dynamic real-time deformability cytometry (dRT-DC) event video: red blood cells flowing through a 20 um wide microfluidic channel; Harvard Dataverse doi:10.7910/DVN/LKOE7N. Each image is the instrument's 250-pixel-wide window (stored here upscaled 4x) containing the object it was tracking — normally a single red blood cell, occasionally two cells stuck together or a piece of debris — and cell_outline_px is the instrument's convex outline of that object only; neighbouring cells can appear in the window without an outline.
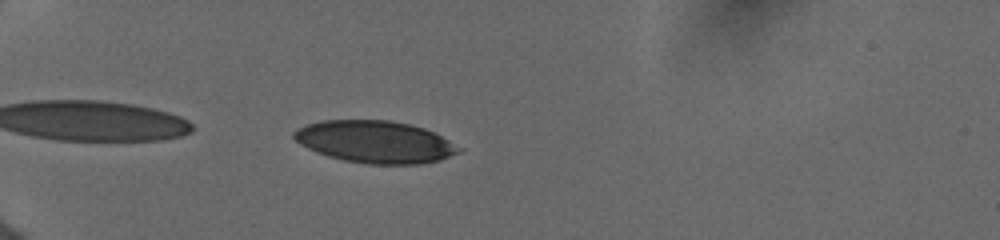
{"species": "human", "species_latin": "Homo sapiens", "temperature_condition": "cold", "stored_images_in_passage": 38, "camera_frame_rate_fps": 3000, "um_per_image_px": 0.085, "donor": {"sex": "female"}, "frame": {"image": 1, "passage_image": 2, "time_ms": 0.333, "image_size_px": [1000, 240], "cell_outline_px": [[464, 148], [460, 152], [440, 160], [420, 164], [368, 164], [344, 160], [328, 156], [316, 152], [300, 144], [292, 136], [292, 132], [308, 124], [320, 120], [392, 120], [424, 128]], "centroid_in_image_um": [31.89, 12.06], "position_along_channel_um": 53.1, "area_um2": 40.46}}
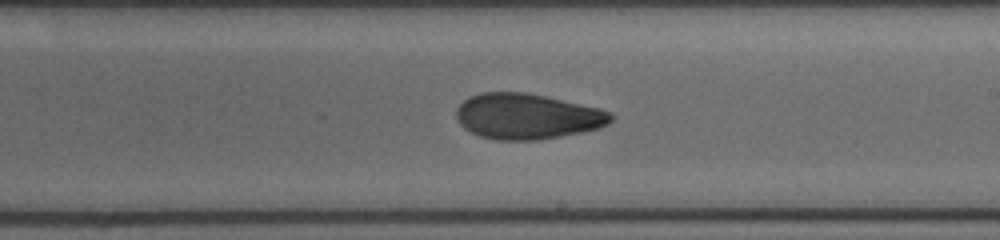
{"frame": {"image": 2, "passage_image": 19, "time_ms": 6.0, "image_size_px": [1000, 240], "cell_outline_px": [[616, 116], [608, 124], [600, 128], [560, 136], [536, 140], [496, 140], [480, 136], [464, 128], [460, 124], [456, 116], [456, 108], [468, 96], [480, 92], [524, 92], [544, 96], [600, 108], [612, 112]], "centroid_in_image_um": [44.81, 9.88], "position_along_channel_um": 244.2, "area_um2": 41.15}}
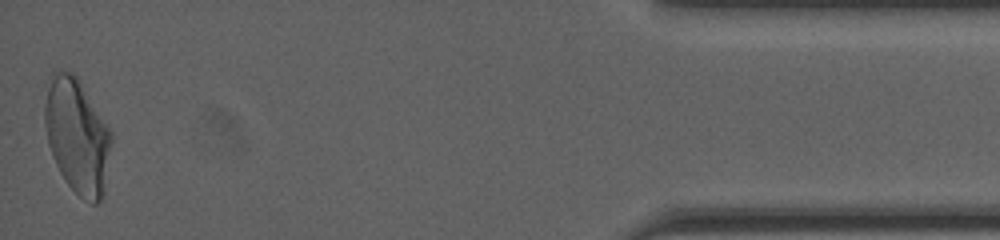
{"frame": {"image": 3, "passage_image": 38, "time_ms": 12.333, "image_size_px": [1000, 240], "cell_outline_px": [[112, 140], [104, 192], [100, 200], [96, 204], [92, 204], [84, 200], [64, 180], [52, 156], [48, 144], [44, 124], [44, 104], [52, 72], [72, 72], [80, 80], [112, 132]], "centroid_in_image_um": [6.57, 11.57], "position_along_channel_um": 428.6, "area_um2": 44.51}, "authors_computed_cell_mechanics": {"area_um2": 41.3559, "velocity_mm_per_s": 3.9453, "shape_relaxation_time_tau1_ms": 8.7613, "shape_relaxation_time_tau2_ms": 2.3053, "deformation_change_tau1": 0.2081, "deformation_change_tau2": 0.0804}}